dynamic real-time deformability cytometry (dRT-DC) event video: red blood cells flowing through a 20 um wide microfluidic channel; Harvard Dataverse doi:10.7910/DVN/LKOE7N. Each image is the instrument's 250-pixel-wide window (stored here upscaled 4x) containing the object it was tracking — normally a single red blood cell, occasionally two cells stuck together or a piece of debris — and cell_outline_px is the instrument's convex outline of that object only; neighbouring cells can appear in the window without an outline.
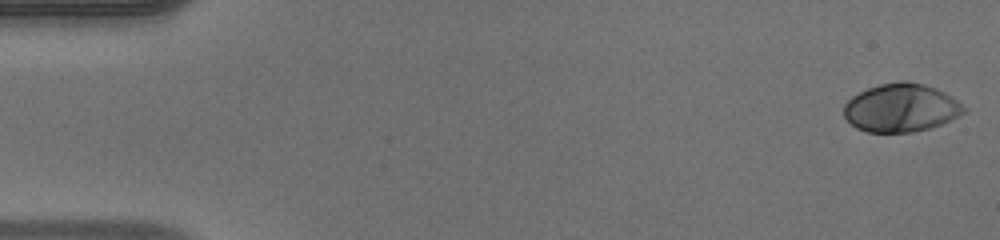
{"species": "human", "species_latin": "Homo sapiens", "temperature_condition": "warm", "stored_images_in_passage": 49, "camera_frame_rate_fps": 3000, "um_per_image_px": 0.085, "donor": {"sex": "male"}, "frame": {"image": 1, "passage_image": 1, "time_ms": 0.0, "image_size_px": [1000, 240], "cell_outline_px": [[968, 108], [964, 112], [940, 124], [928, 128], [912, 132], [868, 132], [856, 128], [844, 116], [844, 104], [852, 96], [868, 88], [880, 84], [900, 80], [904, 80], [924, 84], [936, 88], [944, 92]], "centroid_in_image_um": [76.57, 9.15], "position_along_channel_um": 8.4, "area_um2": 33.52}}
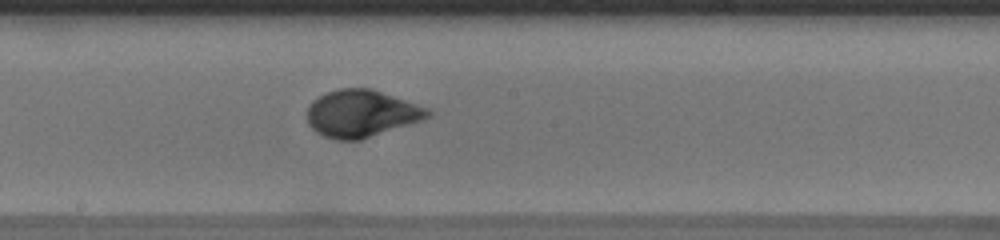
{"frame": {"image": 2, "passage_image": 27, "time_ms": 8.667, "image_size_px": [1000, 240], "cell_outline_px": [[432, 116], [424, 120], [360, 140], [336, 140], [324, 136], [316, 132], [308, 124], [308, 104], [312, 100], [328, 92], [340, 88], [372, 88], [428, 108], [432, 112]], "centroid_in_image_um": [30.74, 9.65], "position_along_channel_um": 217.5, "area_um2": 33.29}}
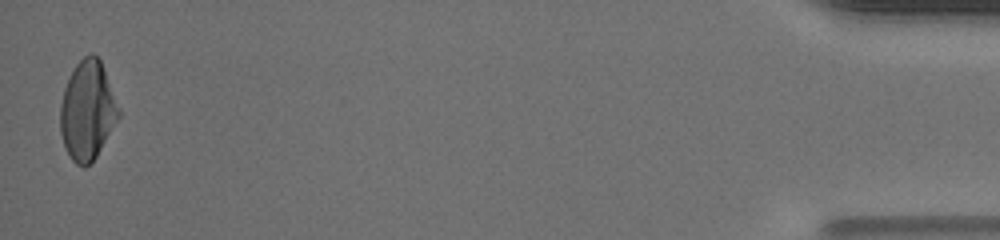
{"frame": {"image": 3, "passage_image": 49, "time_ms": 16.0, "image_size_px": [1000, 240], "cell_outline_px": [[120, 116], [96, 156], [84, 168], [76, 164], [72, 160], [64, 144], [60, 132], [60, 104], [64, 88], [76, 64], [84, 56], [92, 52], [100, 60], [120, 108]], "centroid_in_image_um": [7.43, 9.39], "position_along_channel_um": 427.8, "area_um2": 33.35}, "authors_computed_cell_mechanics": {"area_um2": 32.8882, "velocity_mm_per_s": 4.1326, "shape_relaxation_time_tau1_ms": 4.0461, "shape_relaxation_time_tau2_ms": null, "deformation_change_tau1": 0.2255, "deformation_change_tau2": null}}